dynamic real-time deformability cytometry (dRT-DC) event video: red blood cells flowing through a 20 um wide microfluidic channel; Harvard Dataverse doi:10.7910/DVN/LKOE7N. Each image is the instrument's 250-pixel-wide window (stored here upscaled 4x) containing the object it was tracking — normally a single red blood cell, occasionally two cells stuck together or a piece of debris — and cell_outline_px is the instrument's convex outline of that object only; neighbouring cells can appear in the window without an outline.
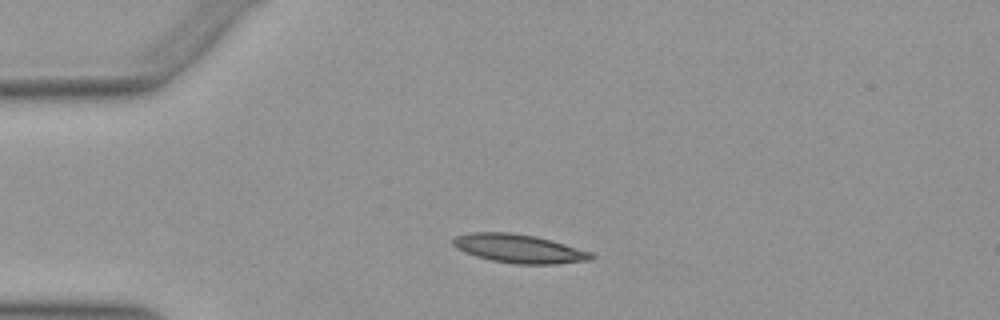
{"species": "Egyptian fruit bat (a non-hibernating species)", "species_latin": "Rousettus aegyptiacus", "temperature_condition": "warm", "stored_images_in_passage": 11, "camera_frame_rate_fps": 3000, "um_per_image_px": 0.085, "animal": {"sex": "female"}, "frame": {"image": 1, "passage_image": 10, "time_ms": 3.0, "image_size_px": [1000, 320], "cell_outline_px": [[596, 256], [592, 260], [556, 264], [512, 264], [492, 260], [476, 256], [464, 252], [456, 248], [452, 244], [452, 240], [456, 236], [472, 232], [512, 232], [536, 236], [552, 240], [592, 252]], "centroid_in_image_um": [44.14, 21.13], "position_along_channel_um": 40.9, "area_um2": 23.29}}